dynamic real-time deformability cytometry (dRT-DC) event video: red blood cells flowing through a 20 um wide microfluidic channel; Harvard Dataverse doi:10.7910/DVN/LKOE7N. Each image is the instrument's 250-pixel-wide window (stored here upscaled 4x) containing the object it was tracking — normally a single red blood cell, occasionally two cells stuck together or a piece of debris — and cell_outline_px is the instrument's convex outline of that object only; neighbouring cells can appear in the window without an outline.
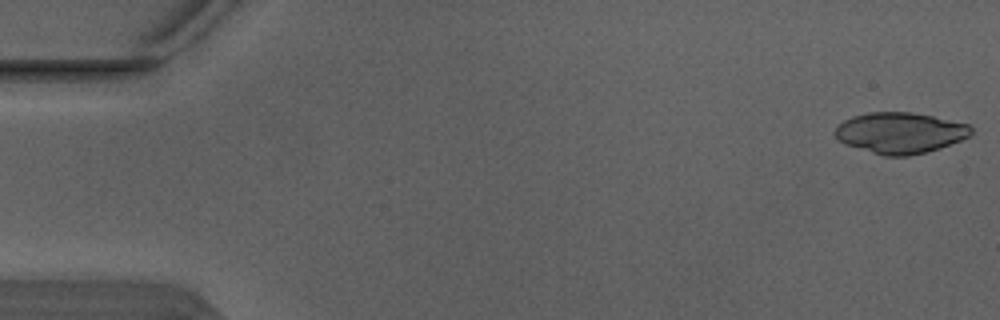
{"species": "Egyptian fruit bat (a non-hibernating species)", "species_latin": "Rousettus aegyptiacus", "temperature_condition": "warm", "stored_images_in_passage": 5, "camera_frame_rate_fps": 3000, "um_per_image_px": 0.085, "animal": {"sex": "male"}, "frame": {"image": 1, "passage_image": 1, "time_ms": 0.0, "image_size_px": [1000, 320], "cell_outline_px": [[972, 136], [940, 148], [908, 156], [884, 156], [844, 144], [832, 132], [836, 124], [852, 116], [868, 112], [912, 112], [932, 116], [968, 124], [972, 128]], "centroid_in_image_um": [76.48, 11.29], "position_along_channel_um": 8.5, "area_um2": 32.66}}